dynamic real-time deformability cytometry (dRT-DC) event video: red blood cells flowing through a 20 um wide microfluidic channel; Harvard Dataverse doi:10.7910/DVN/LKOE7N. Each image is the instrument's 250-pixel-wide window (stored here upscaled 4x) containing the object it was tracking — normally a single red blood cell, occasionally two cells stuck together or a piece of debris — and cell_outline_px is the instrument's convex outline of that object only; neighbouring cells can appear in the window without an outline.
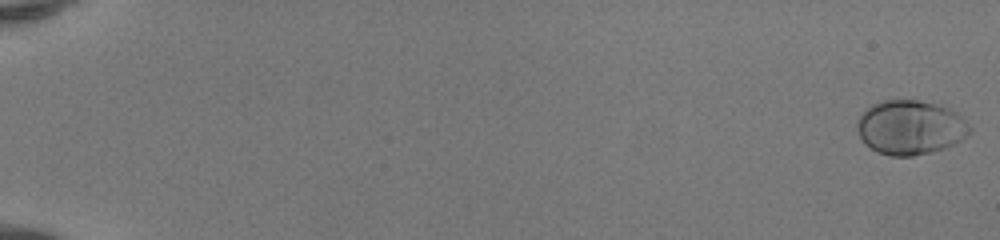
{"species": "human", "species_latin": "Homo sapiens", "temperature_condition": "room temperature", "stored_images_in_passage": 52, "camera_frame_rate_fps": 3000, "um_per_image_px": 0.085, "donor": {"sex": "female"}, "frame": {"image": 1, "passage_image": 1, "time_ms": 0.0, "image_size_px": [1000, 240], "cell_outline_px": [[972, 132], [960, 140], [944, 148], [932, 152], [912, 156], [888, 156], [876, 152], [860, 136], [856, 128], [856, 120], [872, 104], [884, 100], [940, 100], [956, 112], [972, 128]], "centroid_in_image_um": [77.42, 10.8], "position_along_channel_um": 7.6, "area_um2": 36.18}}
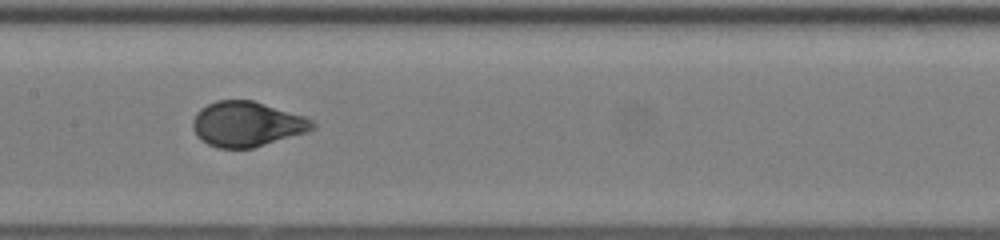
{"frame": {"image": 2, "passage_image": 29, "time_ms": 9.333, "image_size_px": [1000, 240], "cell_outline_px": [[316, 128], [308, 132], [252, 148], [220, 148], [208, 144], [200, 140], [196, 136], [192, 128], [192, 120], [196, 112], [200, 108], [216, 100], [252, 100], [304, 116], [312, 120], [316, 124]], "centroid_in_image_um": [20.96, 10.55], "position_along_channel_um": 186.4, "area_um2": 31.56}}
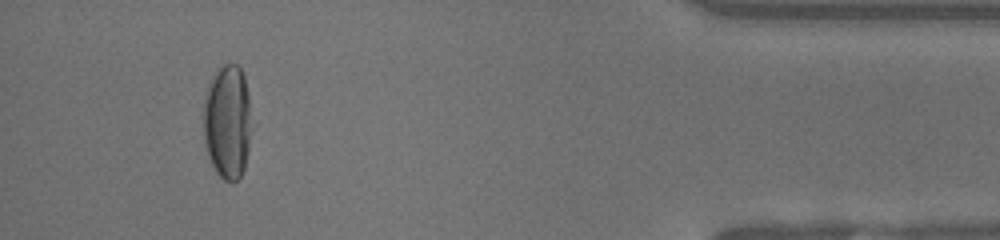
{"frame": {"image": 3, "passage_image": 49, "time_ms": 16.0, "image_size_px": [1000, 240], "cell_outline_px": [[248, 152], [244, 168], [240, 176], [236, 180], [224, 180], [216, 172], [208, 156], [204, 140], [204, 96], [208, 84], [216, 68], [224, 64], [236, 64], [240, 68], [244, 76], [248, 92]], "centroid_in_image_um": [19.28, 10.31], "position_along_channel_um": 415.9, "area_um2": 31.5}, "authors_computed_cell_mechanics": {"area_um2": 32.1079, "velocity_mm_per_s": 4.1572, "shape_relaxation_time_tau1_ms": 3.8162, "shape_relaxation_time_tau2_ms": null, "deformation_change_tau1": 0.2106, "deformation_change_tau2": null}}